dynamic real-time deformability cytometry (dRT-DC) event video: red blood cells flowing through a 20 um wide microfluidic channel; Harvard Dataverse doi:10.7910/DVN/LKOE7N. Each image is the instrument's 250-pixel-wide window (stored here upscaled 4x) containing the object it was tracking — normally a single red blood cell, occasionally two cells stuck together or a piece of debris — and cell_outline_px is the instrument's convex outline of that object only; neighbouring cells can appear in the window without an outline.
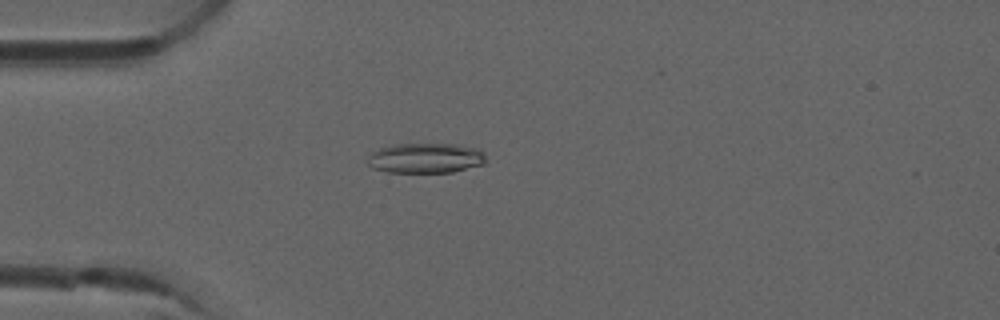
{"species": "common noctule bat (a hibernating species)", "species_latin": "Nyctalus noctula", "temperature_condition": "room temperature", "stored_images_in_passage": 6, "camera_frame_rate_fps": 3000, "um_per_image_px": 0.085, "animal": {"sex": "male", "forearm_length_mm": 52.5}, "frame": {"image": 1, "passage_image": 4, "time_ms": 1.0, "image_size_px": [1000, 320], "cell_outline_px": [[488, 160], [484, 164], [452, 172], [388, 172], [372, 168], [368, 164], [368, 156], [372, 152], [380, 148], [392, 144], [456, 144], [480, 148], [484, 152]], "centroid_in_image_um": [36.22, 13.43], "position_along_channel_um": 48.8, "area_um2": 20.98}}